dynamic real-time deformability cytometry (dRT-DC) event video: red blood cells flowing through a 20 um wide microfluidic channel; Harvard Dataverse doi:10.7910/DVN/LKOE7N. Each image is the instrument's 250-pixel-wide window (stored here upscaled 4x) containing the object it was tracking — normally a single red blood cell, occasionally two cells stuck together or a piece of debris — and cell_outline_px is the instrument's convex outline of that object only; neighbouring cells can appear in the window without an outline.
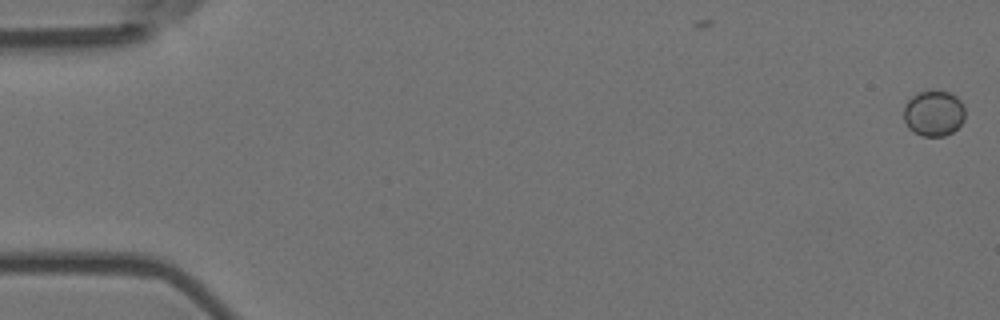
{"species": "Egyptian fruit bat (a non-hibernating species)", "species_latin": "Rousettus aegyptiacus", "temperature_condition": "room temperature", "stored_images_in_passage": 4, "camera_frame_rate_fps": 3000, "um_per_image_px": 0.085, "animal": {"sex": "female"}, "frame": {"image": 1, "passage_image": 1, "time_ms": 0.0, "image_size_px": [1000, 320], "cell_outline_px": [[964, 120], [952, 132], [944, 136], [924, 136], [908, 128], [904, 120], [904, 104], [916, 92], [932, 88], [952, 92], [960, 100], [964, 108]], "centroid_in_image_um": [79.36, 9.57], "position_along_channel_um": 5.6, "area_um2": 16.7}}